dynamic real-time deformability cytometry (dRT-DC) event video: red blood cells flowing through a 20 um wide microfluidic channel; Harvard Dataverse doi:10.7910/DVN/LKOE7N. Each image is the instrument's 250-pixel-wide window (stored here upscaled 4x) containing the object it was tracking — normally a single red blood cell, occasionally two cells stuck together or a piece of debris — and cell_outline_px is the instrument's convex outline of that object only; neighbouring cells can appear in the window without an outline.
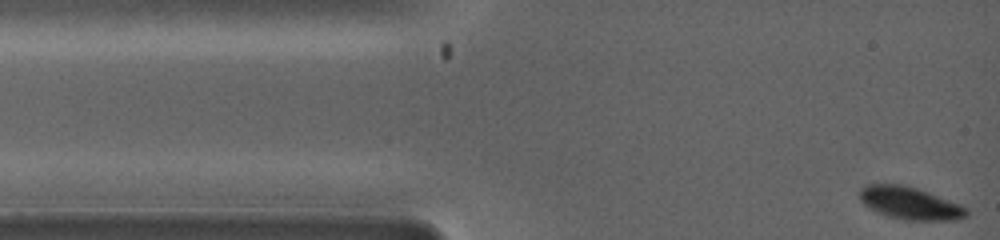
{"species": "common noctule bat (a hibernating species)", "species_latin": "Nyctalus noctula", "temperature_condition": "warm", "stored_images_in_passage": 51, "camera_frame_rate_fps": 5000, "um_per_image_px": 0.085, "animal": {"sex": "female", "body_mass_g": 19.0, "forearm_length_mm": 53.3}, "frame": {"image": 1, "passage_image": 1, "time_ms": 0.0, "image_size_px": [1000, 240], "cell_outline_px": [[968, 212], [964, 216], [956, 220], [904, 220], [888, 216], [876, 212], [864, 204], [860, 200], [860, 188], [868, 184], [904, 184], [928, 192], [960, 204]], "centroid_in_image_um": [77.3, 17.26], "position_along_channel_um": 7.7, "area_um2": 20.06}}
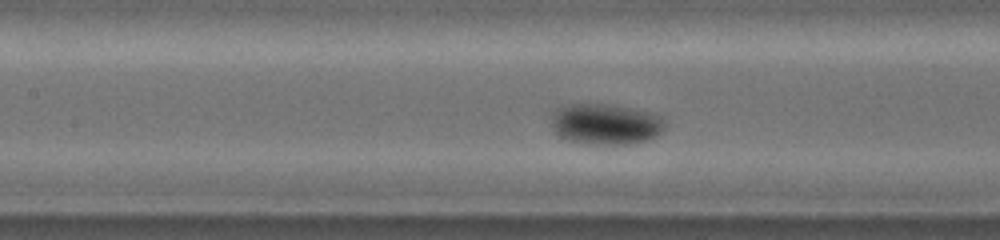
{"frame": {"image": 2, "passage_image": 22, "time_ms": 4.2, "image_size_px": [1000, 240], "cell_outline_px": [[664, 128], [656, 136], [648, 140], [632, 144], [584, 144], [568, 140], [560, 136], [552, 128], [552, 120], [560, 108], [572, 104], [608, 104], [628, 108], [652, 116], [660, 120], [664, 124]], "centroid_in_image_um": [51.42, 10.59], "position_along_channel_um": 156.0, "area_um2": 26.07}}
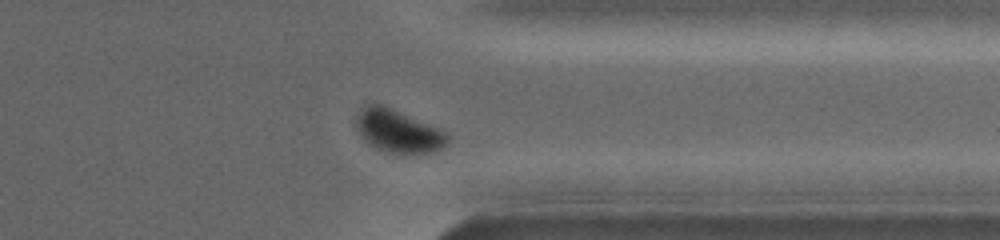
{"frame": {"image": 3, "passage_image": 44, "time_ms": 8.6, "image_size_px": [1000, 240], "cell_outline_px": [[448, 144], [436, 152], [412, 156], [392, 152], [380, 148], [368, 140], [364, 136], [360, 128], [360, 120], [364, 112], [372, 104], [376, 104], [388, 108], [444, 132], [448, 136]], "centroid_in_image_um": [34.03, 11.26], "position_along_channel_um": 377.4, "area_um2": 20.87}}